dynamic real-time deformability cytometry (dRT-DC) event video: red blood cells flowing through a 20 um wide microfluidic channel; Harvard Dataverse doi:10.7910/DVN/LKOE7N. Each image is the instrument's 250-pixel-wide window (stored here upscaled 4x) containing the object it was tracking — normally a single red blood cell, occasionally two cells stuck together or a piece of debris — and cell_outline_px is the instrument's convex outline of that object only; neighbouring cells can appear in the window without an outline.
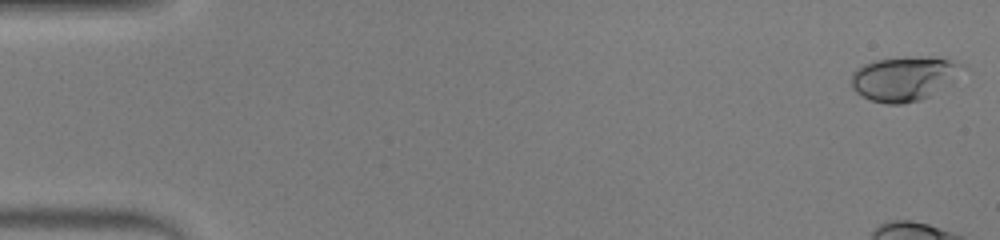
{"species": "human", "species_latin": "Homo sapiens", "temperature_condition": "warm", "stored_images_in_passage": 11, "camera_frame_rate_fps": 3000, "um_per_image_px": 0.085, "donor": {"sex": "male"}, "frame": {"image": 1, "passage_image": 1, "time_ms": 0.0, "image_size_px": [1000, 240], "cell_outline_px": [[968, 68], [928, 96], [920, 100], [900, 104], [888, 104], [872, 100], [856, 92], [852, 88], [852, 72], [856, 68], [864, 64], [876, 60], [904, 56], [928, 56], [948, 60], [964, 64]], "centroid_in_image_um": [76.83, 6.64], "position_along_channel_um": 8.2, "area_um2": 28.5}}